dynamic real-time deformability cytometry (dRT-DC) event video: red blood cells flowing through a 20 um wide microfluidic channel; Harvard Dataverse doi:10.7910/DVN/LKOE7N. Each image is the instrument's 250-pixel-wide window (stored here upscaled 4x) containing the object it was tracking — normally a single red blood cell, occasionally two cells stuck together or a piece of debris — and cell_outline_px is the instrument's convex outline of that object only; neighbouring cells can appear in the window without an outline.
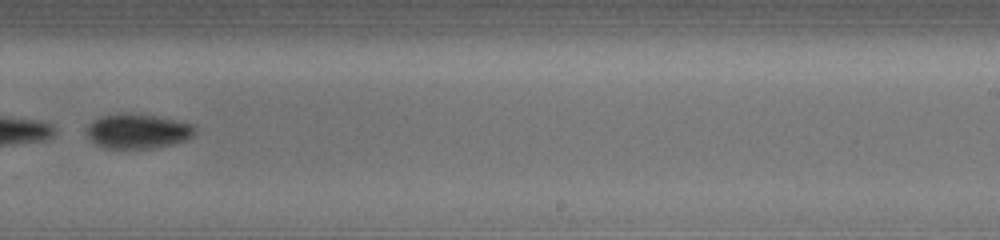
{"species": "common noctule bat (a hibernating species)", "species_latin": "Nyctalus noctula", "temperature_condition": "cold", "stored_images_in_passage": 26, "camera_frame_rate_fps": 3000, "um_per_image_px": 0.085, "animal": {"sex": "female", "body_mass_g": 19.5, "forearm_length_mm": 54.1}, "frame": {"image": 1, "passage_image": 19, "time_ms": 7.333, "image_size_px": [1000, 240], "cell_outline_px": [[196, 132], [192, 136], [184, 140], [152, 148], [104, 148], [96, 144], [88, 136], [88, 124], [92, 120], [100, 116], [152, 116], [176, 120], [192, 124], [196, 128]], "centroid_in_image_um": [11.71, 11.19], "position_along_channel_um": 277.3, "area_um2": 20.87}, "authors_computed_cell_mechanics": {"area_um2": 29.7381, "velocity_mm_per_s": 3.8377, "shape_relaxation_time_tau1_ms": 0.7638, "shape_relaxation_time_tau2_ms": 4.6829, "deformation_change_tau1": 0.2994, "deformation_change_tau2": 0.0736}}